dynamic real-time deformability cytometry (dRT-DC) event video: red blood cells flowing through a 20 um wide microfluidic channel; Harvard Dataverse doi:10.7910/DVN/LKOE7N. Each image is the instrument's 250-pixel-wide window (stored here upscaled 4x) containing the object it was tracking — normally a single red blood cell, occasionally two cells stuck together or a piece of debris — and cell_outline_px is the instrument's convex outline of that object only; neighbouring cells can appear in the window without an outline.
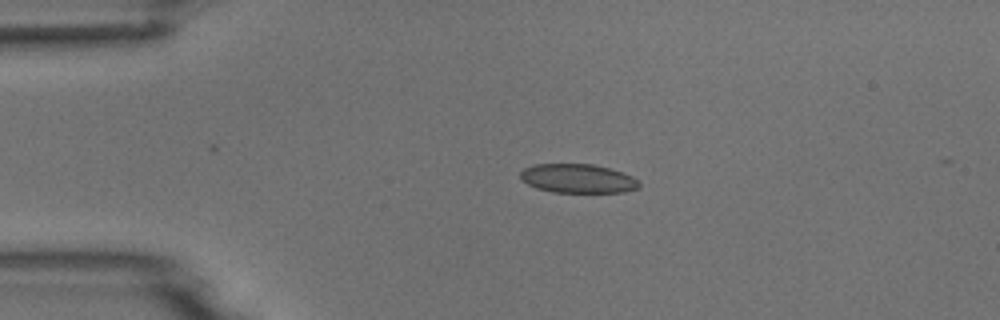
{"species": "common noctule bat (a hibernating species)", "species_latin": "Nyctalus noctula", "temperature_condition": "room temperature", "stored_images_in_passage": 6, "camera_frame_rate_fps": 3000, "um_per_image_px": 0.085, "animal": {"sex": "male", "body_mass_g": 18.8}, "frame": {"image": 1, "passage_image": 3, "time_ms": 2.667, "image_size_px": [1000, 320], "cell_outline_px": [[640, 184], [636, 188], [624, 192], [552, 192], [536, 188], [528, 184], [520, 176], [520, 172], [524, 168], [536, 164], [592, 164], [608, 168], [632, 176]], "centroid_in_image_um": [49.08, 15.17], "position_along_channel_um": 35.9, "area_um2": 19.77}}
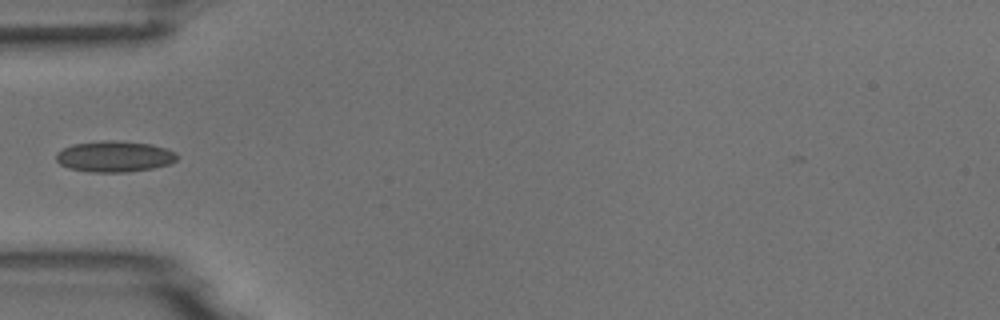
{"frame": {"image": 2, "passage_image": 5, "time_ms": 4.667, "image_size_px": [1000, 320], "cell_outline_px": [[176, 160], [168, 164], [152, 168], [128, 172], [88, 172], [68, 168], [60, 164], [56, 160], [56, 156], [64, 148], [72, 144], [104, 140], [112, 140], [152, 144], [176, 152]], "centroid_in_image_um": [9.71, 13.3], "position_along_channel_um": 75.3, "area_um2": 21.73}}